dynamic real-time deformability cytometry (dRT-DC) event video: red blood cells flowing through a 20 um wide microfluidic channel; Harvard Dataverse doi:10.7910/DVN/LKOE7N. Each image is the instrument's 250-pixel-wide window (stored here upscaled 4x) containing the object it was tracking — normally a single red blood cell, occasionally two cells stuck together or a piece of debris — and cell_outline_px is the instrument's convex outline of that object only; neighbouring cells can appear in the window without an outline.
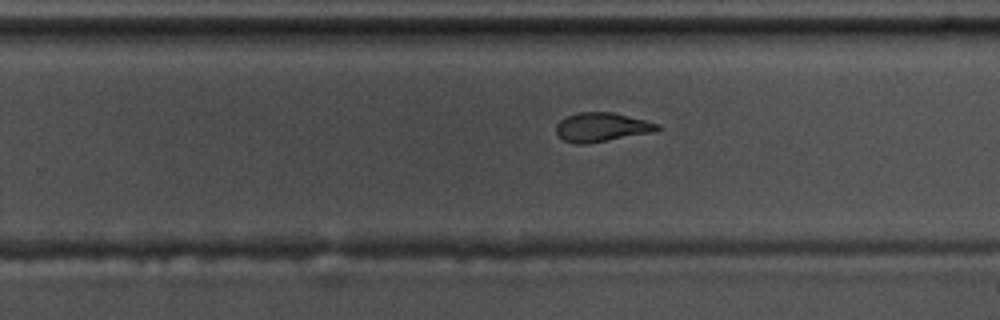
{"species": "common noctule bat (a hibernating species)", "species_latin": "Nyctalus noctula", "temperature_condition": "warm", "stored_images_in_passage": 46, "camera_frame_rate_fps": 3000, "um_per_image_px": 0.085, "animal": {"sex": "male", "body_mass_g": 17.5, "forearm_length_mm": 52.3}, "frame": {"image": 1, "passage_image": 25, "time_ms": 8.0, "image_size_px": [1000, 320], "cell_outline_px": [[664, 128], [656, 132], [588, 144], [576, 144], [564, 140], [556, 136], [556, 124], [564, 116], [580, 112], [612, 112], [660, 124]], "centroid_in_image_um": [51.15, 10.82], "position_along_channel_um": 278.6, "area_um2": 17.51}}
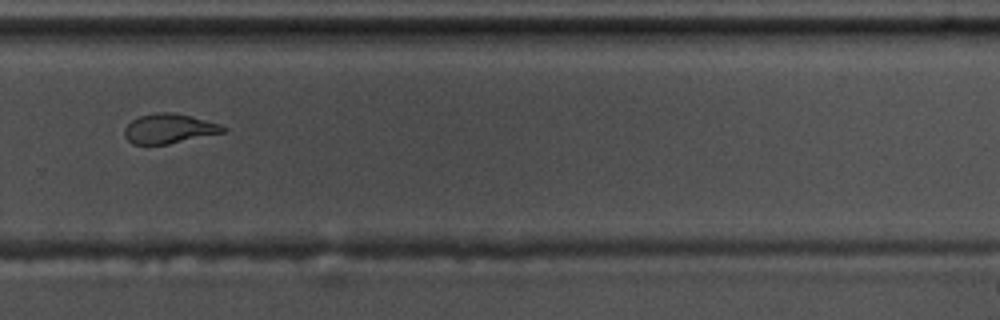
{"frame": {"image": 2, "passage_image": 28, "time_ms": 9.0, "image_size_px": [1000, 320], "cell_outline_px": [[228, 132], [168, 144], [132, 144], [124, 136], [124, 128], [132, 120], [140, 116], [156, 112], [172, 112], [220, 124], [228, 128]], "centroid_in_image_um": [14.39, 10.94], "position_along_channel_um": 315.4, "area_um2": 17.05}}
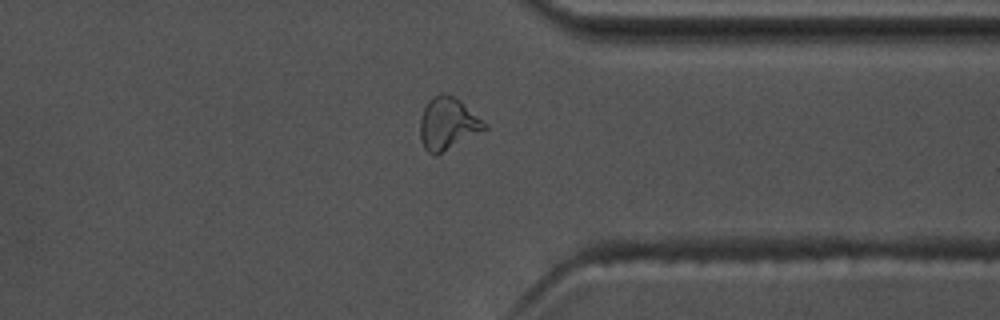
{"frame": {"image": 3, "passage_image": 33, "time_ms": 10.667, "image_size_px": [1000, 320], "cell_outline_px": [[488, 128], [436, 156], [428, 152], [424, 148], [420, 140], [420, 116], [428, 100], [432, 96], [440, 92], [444, 92], [460, 100], [488, 124]], "centroid_in_image_um": [38.05, 10.5], "position_along_channel_um": 373.4, "area_um2": 19.83}, "authors_computed_cell_mechanics": {"area_um2": 17.6579, "velocity_mm_per_s": 3.6784, "shape_relaxation_time_tau1_ms": 6.6218, "shape_relaxation_time_tau2_ms": 1.9739, "deformation_change_tau1": 0.209, "deformation_change_tau2": 0.0922}}